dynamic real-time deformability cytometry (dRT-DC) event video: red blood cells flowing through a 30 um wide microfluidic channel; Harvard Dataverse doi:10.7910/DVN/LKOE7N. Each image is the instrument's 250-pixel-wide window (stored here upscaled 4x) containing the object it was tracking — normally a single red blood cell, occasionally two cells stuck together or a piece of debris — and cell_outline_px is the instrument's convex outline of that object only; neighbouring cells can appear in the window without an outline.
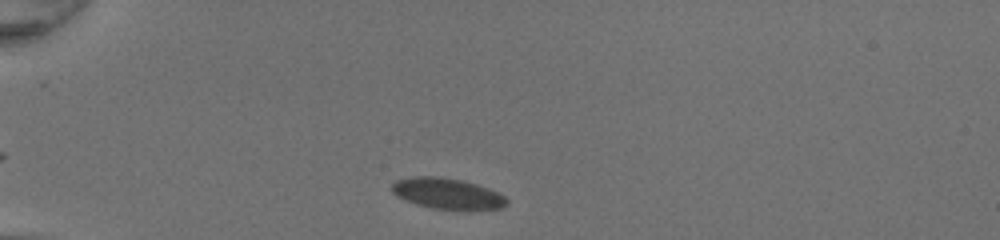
{"species": "common noctule bat (a hibernating species)", "species_latin": "Nyctalus noctula", "temperature_condition": "room temperature", "stored_images_in_passage": 41, "camera_frame_rate_fps": 3000, "um_per_image_px": 0.085, "animal": {"sex": "female", "body_mass_g": 20.0, "forearm_length_mm": 54.0}, "frame": {"image": 1, "passage_image": 3, "time_ms": 0.667, "image_size_px": [1000, 240], "cell_outline_px": [[508, 204], [504, 208], [432, 208], [416, 204], [396, 196], [392, 192], [392, 184], [396, 180], [412, 176], [440, 176], [464, 180], [488, 188], [504, 196], [508, 200]], "centroid_in_image_um": [37.99, 16.42], "position_along_channel_um": 47.0, "area_um2": 20.35}}
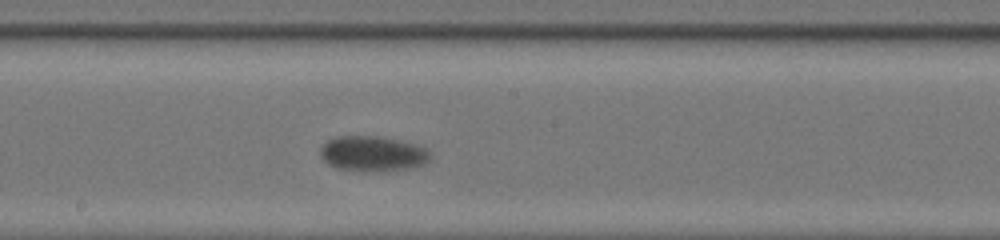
{"frame": {"image": 2, "passage_image": 19, "time_ms": 6.0, "image_size_px": [1000, 240], "cell_outline_px": [[432, 156], [424, 164], [412, 168], [368, 172], [364, 172], [336, 168], [328, 164], [320, 156], [320, 148], [328, 140], [336, 136], [376, 136], [400, 140], [416, 144], [428, 148], [432, 152]], "centroid_in_image_um": [31.71, 13.07], "position_along_channel_um": 216.5, "area_um2": 22.95}}
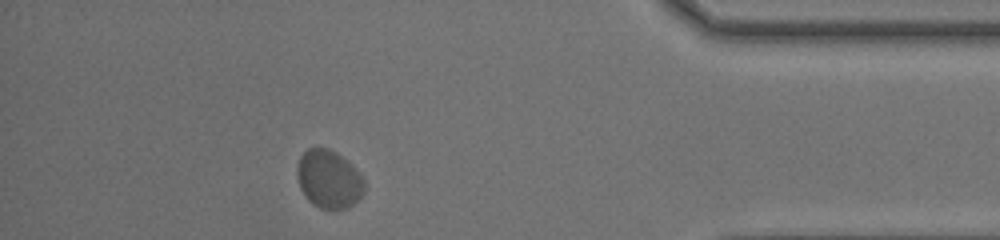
{"frame": {"image": 3, "passage_image": 36, "time_ms": 11.667, "image_size_px": [1000, 240], "cell_outline_px": [[364, 192], [348, 208], [336, 212], [320, 208], [312, 204], [308, 200], [300, 188], [296, 176], [296, 168], [300, 156], [308, 148], [328, 148], [336, 152], [356, 168], [360, 172], [364, 180]], "centroid_in_image_um": [27.94, 15.26], "position_along_channel_um": 407.3, "area_um2": 23.18}, "authors_computed_cell_mechanics": {"area_um2": 22.0796, "velocity_mm_per_s": 3.9529, "shape_relaxation_time_tau1_ms": 3.9234, "shape_relaxation_time_tau2_ms": null, "deformation_change_tau1": 0.0771, "deformation_change_tau2": null}}